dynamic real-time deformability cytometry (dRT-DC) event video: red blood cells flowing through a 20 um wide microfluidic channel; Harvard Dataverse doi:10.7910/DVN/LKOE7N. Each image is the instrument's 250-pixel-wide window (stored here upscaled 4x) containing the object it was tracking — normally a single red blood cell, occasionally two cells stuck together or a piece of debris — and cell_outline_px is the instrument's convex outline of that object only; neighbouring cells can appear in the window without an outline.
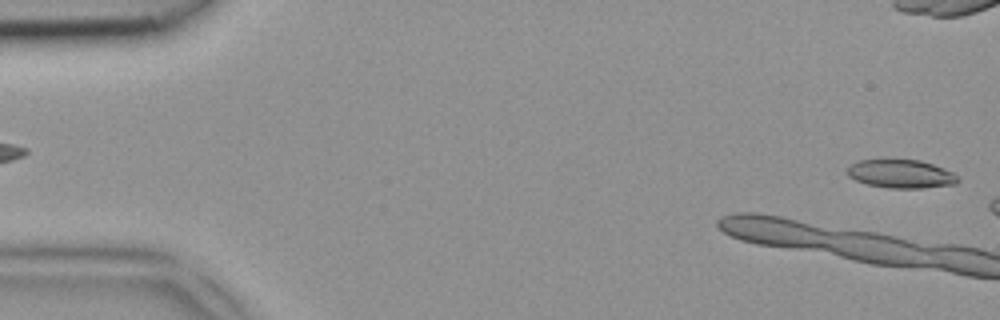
{"species": "common noctule bat (a hibernating species)", "species_latin": "Nyctalus noctula", "temperature_condition": "room temperature", "stored_images_in_passage": 4, "camera_frame_rate_fps": 3000, "um_per_image_px": 0.085, "animal": {"sex": "female", "body_mass_g": 18.4}, "frame": {"image": 1, "passage_image": 4, "time_ms": 1.0, "image_size_px": [1000, 320], "cell_outline_px": [[960, 180], [956, 184], [924, 188], [888, 188], [868, 184], [856, 180], [848, 176], [848, 164], [856, 160], [884, 156], [892, 156], [920, 160], [932, 164], [952, 172], [960, 176]], "centroid_in_image_um": [76.53, 14.71], "position_along_channel_um": 8.5, "area_um2": 19.42}}